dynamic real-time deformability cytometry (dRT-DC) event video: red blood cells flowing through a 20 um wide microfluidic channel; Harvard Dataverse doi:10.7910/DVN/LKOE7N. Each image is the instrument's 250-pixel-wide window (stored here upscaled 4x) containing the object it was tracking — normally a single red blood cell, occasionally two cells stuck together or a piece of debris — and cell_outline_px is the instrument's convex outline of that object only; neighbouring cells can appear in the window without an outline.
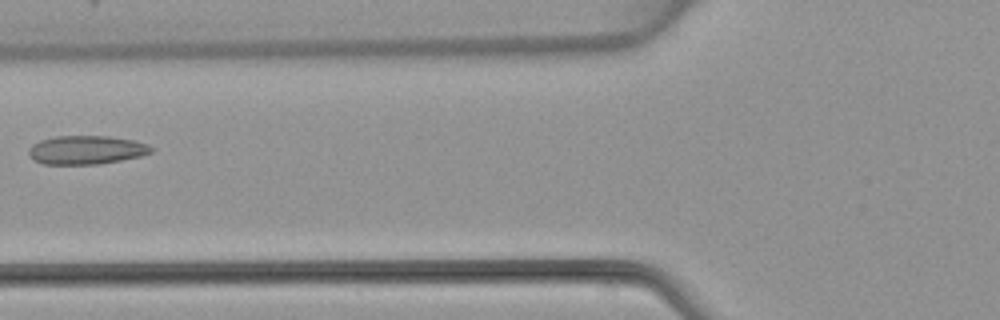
{"species": "common noctule bat (a hibernating species)", "species_latin": "Nyctalus noctula", "temperature_condition": "warm", "stored_images_in_passage": 7, "camera_frame_rate_fps": 3000, "um_per_image_px": 0.085, "animal": {"sex": "female", "body_mass_g": 22.7, "forearm_length_mm": 54.2}, "frame": {"image": 1, "passage_image": 6, "time_ms": 6.333, "image_size_px": [1000, 320], "cell_outline_px": [[152, 152], [140, 156], [100, 164], [44, 164], [32, 160], [28, 156], [28, 148], [32, 144], [40, 140], [56, 136], [108, 136], [132, 140], [148, 144], [152, 148]], "centroid_in_image_um": [7.28, 12.75], "position_along_channel_um": 118.5, "area_um2": 20.52}}
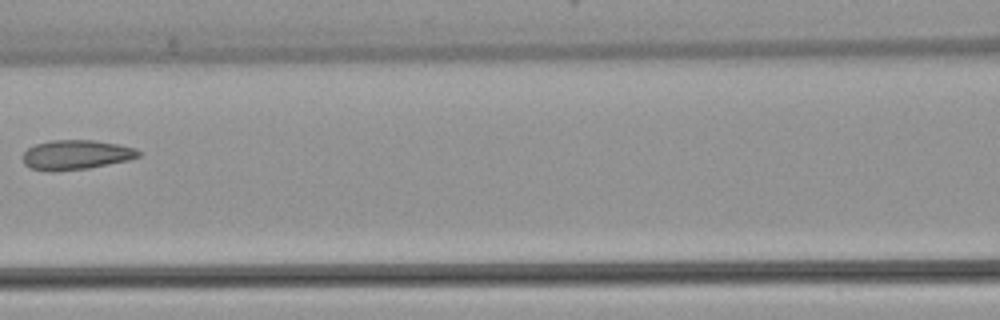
{"frame": {"image": 2, "passage_image": 7, "time_ms": 7.333, "image_size_px": [1000, 320], "cell_outline_px": [[140, 156], [128, 160], [88, 168], [56, 172], [48, 172], [28, 168], [24, 164], [20, 156], [28, 148], [36, 144], [52, 140], [92, 140], [116, 144], [136, 148], [140, 152]], "centroid_in_image_um": [6.39, 13.17], "position_along_channel_um": 160.2, "area_um2": 20.17}}